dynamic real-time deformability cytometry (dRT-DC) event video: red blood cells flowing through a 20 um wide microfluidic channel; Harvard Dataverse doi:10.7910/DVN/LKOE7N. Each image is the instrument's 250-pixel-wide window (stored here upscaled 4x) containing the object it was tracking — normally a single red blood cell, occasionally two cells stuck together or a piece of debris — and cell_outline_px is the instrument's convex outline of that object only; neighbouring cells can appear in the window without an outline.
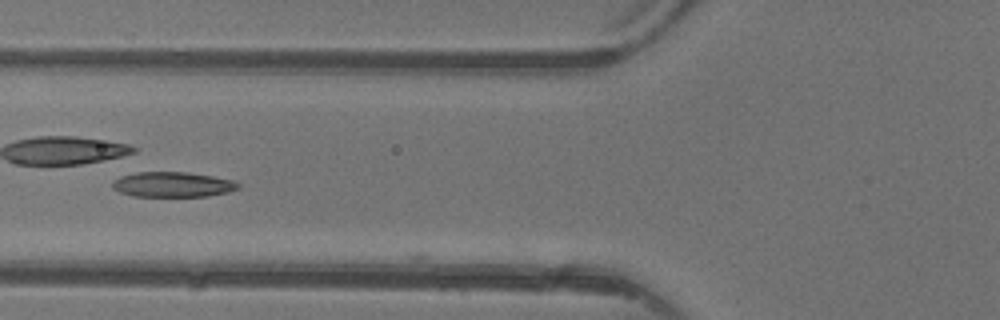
{"species": "common noctule bat (a hibernating species)", "species_latin": "Nyctalus noctula", "temperature_condition": "warm", "stored_images_in_passage": 5, "camera_frame_rate_fps": 3000, "um_per_image_px": 0.085, "animal": {"sex": "female"}, "frame": {"image": 1, "passage_image": 5, "time_ms": 5.333, "image_size_px": [1000, 320], "cell_outline_px": [[240, 188], [228, 192], [208, 196], [132, 196], [120, 192], [112, 188], [112, 184], [120, 176], [136, 172], [184, 172], [212, 176], [232, 180], [240, 184]], "centroid_in_image_um": [14.68, 15.68], "position_along_channel_um": 111.1, "area_um2": 18.32}}